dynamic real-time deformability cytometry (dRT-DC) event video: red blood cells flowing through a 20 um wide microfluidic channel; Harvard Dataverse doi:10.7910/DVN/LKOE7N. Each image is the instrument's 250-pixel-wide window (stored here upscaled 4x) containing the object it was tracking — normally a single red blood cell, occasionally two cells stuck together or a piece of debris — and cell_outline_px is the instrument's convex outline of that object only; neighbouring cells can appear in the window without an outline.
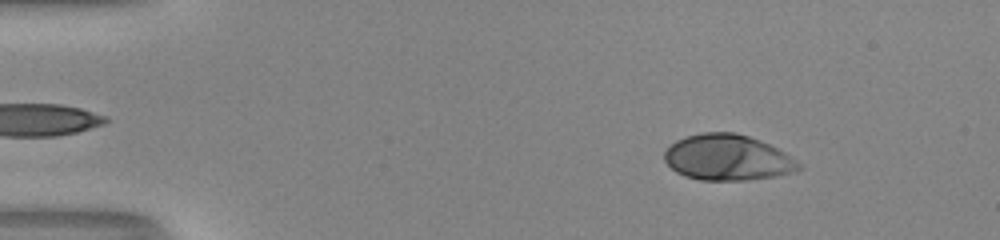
{"species": "human", "species_latin": "Homo sapiens", "temperature_condition": "room temperature", "stored_images_in_passage": 52, "camera_frame_rate_fps": 3000, "um_per_image_px": 0.085, "donor": {"sex": "male"}, "frame": {"image": 1, "passage_image": 7, "time_ms": 2.0, "image_size_px": [1000, 240], "cell_outline_px": [[804, 168], [796, 172], [776, 176], [744, 180], [700, 180], [684, 176], [676, 172], [664, 160], [664, 152], [676, 140], [688, 136], [704, 132], [736, 132], [760, 140], [784, 152], [796, 160]], "centroid_in_image_um": [61.86, 13.4], "position_along_channel_um": 23.1, "area_um2": 35.84}}
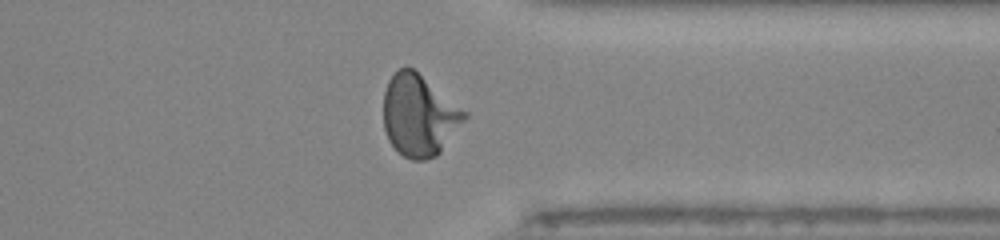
{"frame": {"image": 2, "passage_image": 41, "time_ms": 13.333, "image_size_px": [1000, 240], "cell_outline_px": [[468, 116], [440, 152], [436, 156], [424, 160], [412, 160], [404, 156], [388, 140], [384, 128], [384, 92], [388, 80], [404, 64], [408, 64], [468, 112]], "centroid_in_image_um": [35.63, 9.78], "position_along_channel_um": 375.8, "area_um2": 38.44}}
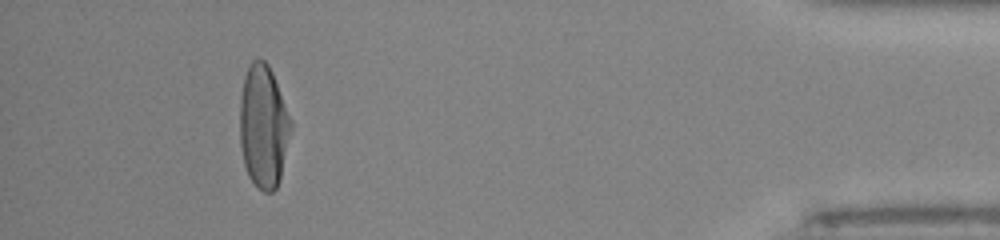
{"frame": {"image": 3, "passage_image": 48, "time_ms": 15.667, "image_size_px": [1000, 240], "cell_outline_px": [[292, 128], [280, 180], [276, 188], [272, 192], [264, 192], [248, 176], [244, 164], [240, 144], [240, 100], [244, 76], [252, 60], [264, 60], [268, 64], [272, 72], [292, 120]], "centroid_in_image_um": [22.4, 10.75], "position_along_channel_um": 412.8, "area_um2": 36.59}, "authors_computed_cell_mechanics": {"area_um2": 36.4718, "velocity_mm_per_s": 3.9975, "shape_relaxation_time_tau1_ms": 3.9248, "shape_relaxation_time_tau2_ms": null, "deformation_change_tau1": 0.2336, "deformation_change_tau2": null}}